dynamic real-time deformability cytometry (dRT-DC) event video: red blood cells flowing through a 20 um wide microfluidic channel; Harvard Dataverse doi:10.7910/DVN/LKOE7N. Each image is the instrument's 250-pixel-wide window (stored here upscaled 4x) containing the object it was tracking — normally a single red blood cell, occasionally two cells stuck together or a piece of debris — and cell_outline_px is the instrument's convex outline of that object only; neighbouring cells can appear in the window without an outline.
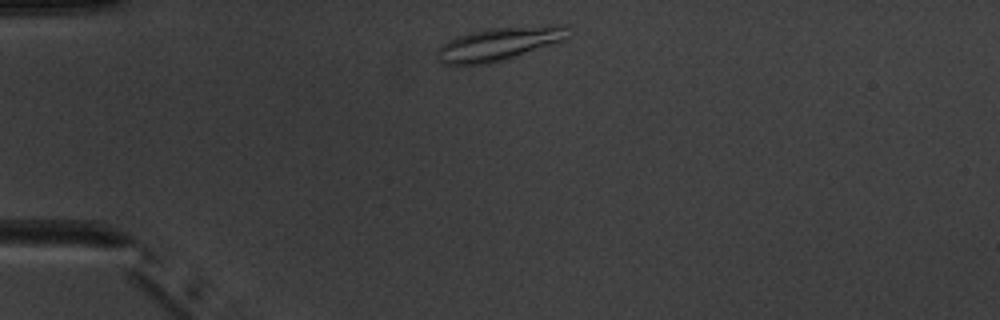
{"species": "common noctule bat (a hibernating species)", "species_latin": "Nyctalus noctula", "temperature_condition": "warm", "stored_images_in_passage": 2, "camera_frame_rate_fps": 3000, "um_per_image_px": 0.085, "animal": {"sex": "male", "body_mass_g": 20.1, "forearm_length_mm": 53.5}, "frame": {"image": 1, "passage_image": 1, "time_ms": 0.0, "image_size_px": [1000, 320], "cell_outline_px": [[568, 40], [488, 64], [444, 64], [436, 56], [436, 48], [448, 40], [472, 32], [488, 28], [564, 24], [568, 24]], "centroid_in_image_um": [42.47, 3.71], "position_along_channel_um": 42.5, "area_um2": 25.37}}